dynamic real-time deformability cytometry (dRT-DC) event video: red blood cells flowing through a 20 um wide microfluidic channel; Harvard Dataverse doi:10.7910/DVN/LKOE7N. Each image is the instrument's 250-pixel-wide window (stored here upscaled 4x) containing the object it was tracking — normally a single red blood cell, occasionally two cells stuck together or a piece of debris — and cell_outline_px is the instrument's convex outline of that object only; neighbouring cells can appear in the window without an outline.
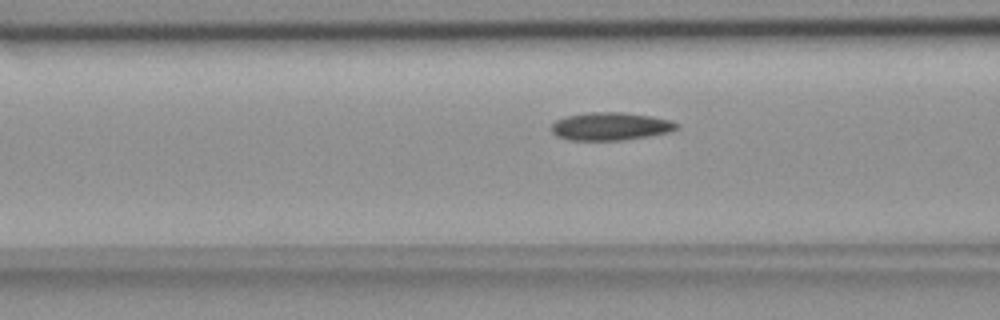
{"species": "common noctule bat (a hibernating species)", "species_latin": "Nyctalus noctula", "temperature_condition": "room temperature", "stored_images_in_passage": 36, "camera_frame_rate_fps": 3000, "um_per_image_px": 0.085, "animal": {"sex": "female", "body_mass_g": 18.4}, "frame": {"image": 1, "passage_image": 9, "time_ms": 2.667, "image_size_px": [1000, 320], "cell_outline_px": [[680, 124], [676, 128], [668, 132], [648, 136], [624, 140], [572, 140], [556, 136], [552, 132], [552, 124], [556, 120], [564, 116], [588, 112], [620, 112], [652, 116], [668, 120]], "centroid_in_image_um": [51.85, 10.73], "position_along_channel_um": 114.7, "area_um2": 20.29}}
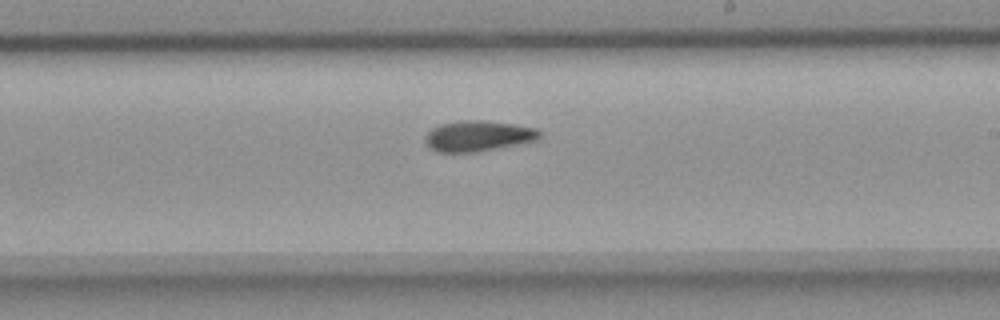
{"frame": {"image": 2, "passage_image": 20, "time_ms": 6.333, "image_size_px": [1000, 320], "cell_outline_px": [[540, 136], [536, 140], [476, 152], [436, 152], [428, 148], [424, 140], [428, 132], [432, 128], [440, 124], [460, 120], [484, 120], [516, 124], [536, 128], [540, 132]], "centroid_in_image_um": [40.59, 11.55], "position_along_channel_um": 248.4, "area_um2": 20.46}}
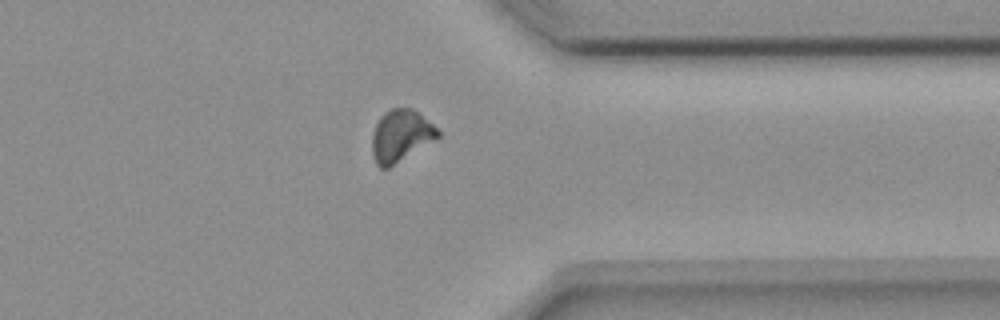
{"frame": {"image": 3, "passage_image": 31, "time_ms": 10.0, "image_size_px": [1000, 320], "cell_outline_px": [[440, 136], [388, 168], [380, 168], [376, 164], [372, 152], [372, 132], [380, 116], [384, 112], [392, 108], [412, 108], [432, 124], [440, 132]], "centroid_in_image_um": [34.03, 11.53], "position_along_channel_um": 377.4, "area_um2": 19.59}}